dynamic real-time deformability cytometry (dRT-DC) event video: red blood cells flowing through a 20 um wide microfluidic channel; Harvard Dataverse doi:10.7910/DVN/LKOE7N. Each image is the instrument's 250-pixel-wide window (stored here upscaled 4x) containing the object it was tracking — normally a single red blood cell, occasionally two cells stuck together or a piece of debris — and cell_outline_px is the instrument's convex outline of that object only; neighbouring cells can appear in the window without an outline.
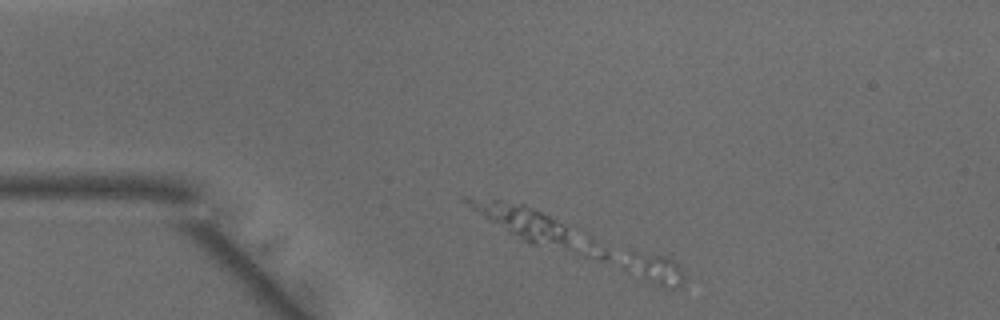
{"species": "common noctule bat (a hibernating species)", "species_latin": "Nyctalus noctula", "temperature_condition": "warm", "stored_images_in_passage": 10, "camera_frame_rate_fps": 3000, "um_per_image_px": 0.085, "animal": {"sex": "male", "body_mass_g": 15.6}, "frame": {"image": 1, "passage_image": 1, "time_ms": 0.0, "image_size_px": [1000, 320], "cell_outline_px": [[684, 288], [672, 288], [660, 284], [628, 272], [624, 268], [632, 252], [664, 256], [672, 260], [680, 268], [684, 276]], "centroid_in_image_um": [55.75, 22.91], "position_along_channel_um": 29.2, "area_um2": 10.06}}